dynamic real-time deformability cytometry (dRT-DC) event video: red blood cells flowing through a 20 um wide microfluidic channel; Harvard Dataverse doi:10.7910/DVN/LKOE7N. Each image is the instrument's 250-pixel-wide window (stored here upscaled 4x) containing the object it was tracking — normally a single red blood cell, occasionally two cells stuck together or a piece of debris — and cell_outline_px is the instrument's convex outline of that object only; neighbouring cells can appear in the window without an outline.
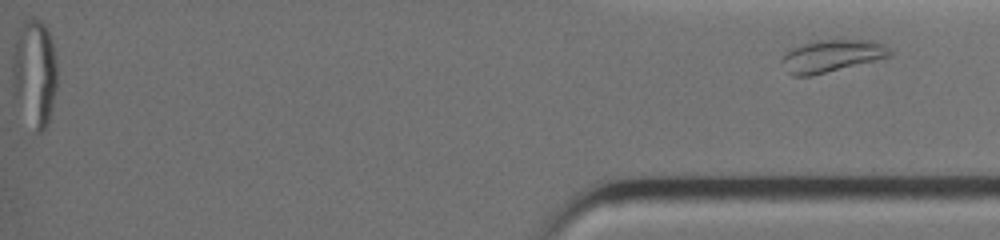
{"species": "common noctule bat (a hibernating species)", "species_latin": "Nyctalus noctula", "temperature_condition": "warm", "stored_images_in_passage": 43, "segment_of_instrument_passage": [2, 2], "camera_frame_rate_fps": 3000, "um_per_image_px": 0.085, "animal": {"sex": "female", "body_mass_g": 19.0, "forearm_length_mm": 51.5}, "frame": {"image": 1, "passage_image": 43, "time_ms": 12.0, "image_size_px": [1000, 240], "cell_outline_px": [[892, 52], [888, 56], [808, 76], [792, 76], [788, 72], [780, 60], [788, 48], [816, 40], [836, 36], [876, 40], [884, 44]], "centroid_in_image_um": [70.66, 4.66], "position_along_channel_um": 364.5, "area_um2": 20.75}}